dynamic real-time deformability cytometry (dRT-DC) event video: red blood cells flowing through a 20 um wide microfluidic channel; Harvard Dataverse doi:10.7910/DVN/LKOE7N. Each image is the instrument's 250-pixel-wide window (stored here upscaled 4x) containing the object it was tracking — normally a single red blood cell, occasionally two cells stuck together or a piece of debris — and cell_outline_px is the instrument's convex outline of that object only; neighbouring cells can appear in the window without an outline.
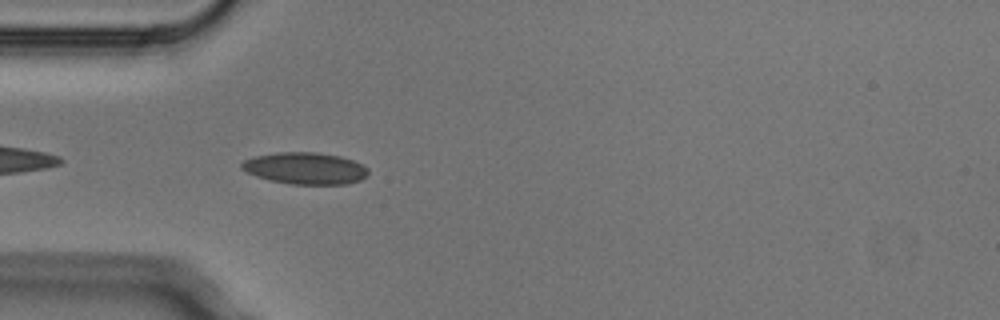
{"species": "Egyptian fruit bat (a non-hibernating species)", "species_latin": "Rousettus aegyptiacus", "temperature_condition": "cold", "stored_images_in_passage": 2, "camera_frame_rate_fps": 3000, "um_per_image_px": 0.085, "animal": {"sex": "male"}, "frame": {"image": 1, "passage_image": 2, "time_ms": 0.333, "image_size_px": [1000, 320], "cell_outline_px": [[368, 172], [360, 180], [344, 184], [292, 184], [272, 180], [256, 176], [240, 168], [240, 164], [244, 160], [256, 156], [276, 152], [316, 152], [340, 156], [352, 160], [368, 168]], "centroid_in_image_um": [25.92, 14.29], "position_along_channel_um": 59.1, "area_um2": 23.18}}